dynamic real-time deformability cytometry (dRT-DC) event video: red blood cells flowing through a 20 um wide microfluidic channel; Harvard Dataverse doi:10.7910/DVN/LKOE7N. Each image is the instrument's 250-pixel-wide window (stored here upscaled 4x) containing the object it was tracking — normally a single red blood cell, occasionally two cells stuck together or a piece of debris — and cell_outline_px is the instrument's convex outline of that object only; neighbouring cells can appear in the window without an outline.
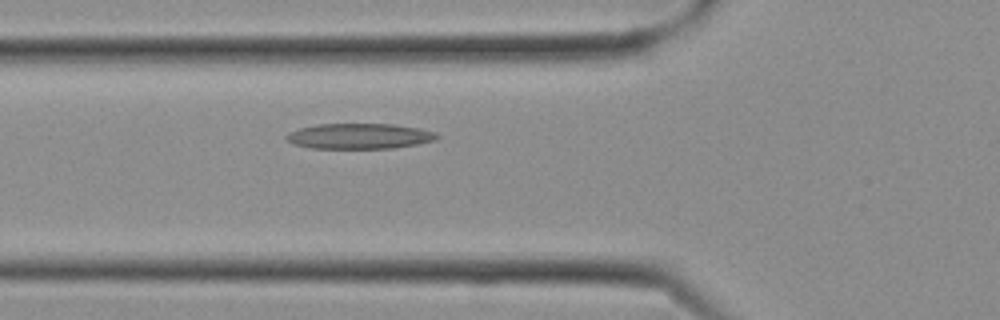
{"species": "Egyptian fruit bat (a non-hibernating species)", "species_latin": "Rousettus aegyptiacus", "temperature_condition": "cold", "stored_images_in_passage": 8, "camera_frame_rate_fps": 3000, "um_per_image_px": 0.085, "frame": {"image": 1, "passage_image": 8, "time_ms": 2.333, "image_size_px": [1000, 320], "cell_outline_px": [[440, 136], [436, 140], [396, 148], [312, 148], [292, 144], [284, 136], [288, 132], [300, 128], [316, 124], [392, 124], [420, 128], [436, 132]], "centroid_in_image_um": [30.56, 11.57], "position_along_channel_um": 95.2, "area_um2": 22.43}}